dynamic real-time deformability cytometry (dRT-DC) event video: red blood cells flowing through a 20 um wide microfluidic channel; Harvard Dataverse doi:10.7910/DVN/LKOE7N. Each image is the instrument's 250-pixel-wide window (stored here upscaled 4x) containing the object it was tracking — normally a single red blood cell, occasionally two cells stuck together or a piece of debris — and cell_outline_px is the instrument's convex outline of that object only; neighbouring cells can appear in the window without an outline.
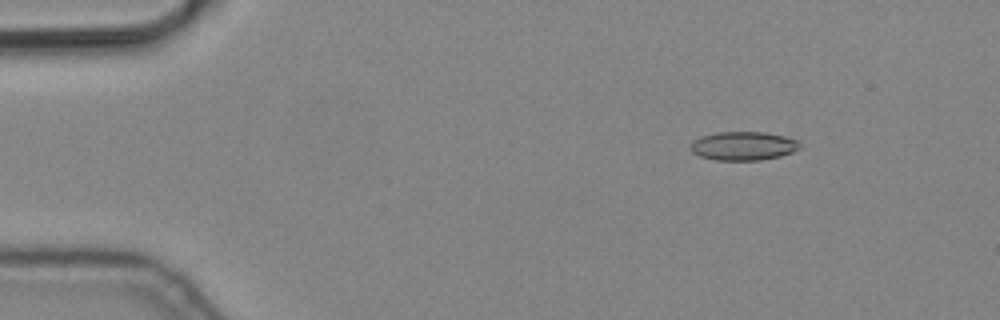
{"species": "common noctule bat (a hibernating species)", "species_latin": "Nyctalus noctula", "temperature_condition": "cold", "stored_images_in_passage": 9, "camera_frame_rate_fps": 3000, "um_per_image_px": 0.085, "animal": {"sex": "male", "body_mass_g": 19.2, "forearm_length_mm": 51.8}, "frame": {"image": 1, "passage_image": 3, "time_ms": 0.667, "image_size_px": [1000, 320], "cell_outline_px": [[800, 148], [792, 152], [780, 156], [760, 160], [716, 160], [700, 156], [692, 152], [688, 148], [692, 140], [700, 136], [716, 132], [764, 132], [784, 136], [796, 140], [800, 144]], "centroid_in_image_um": [63.13, 12.4], "position_along_channel_um": 21.9, "area_um2": 18.38}}
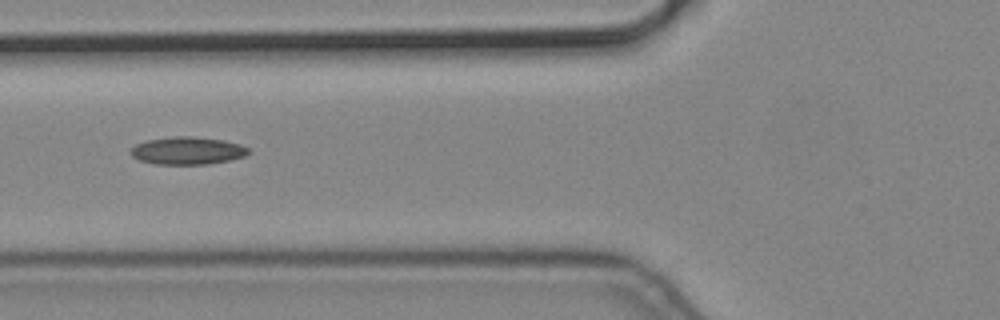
{"frame": {"image": 2, "passage_image": 7, "time_ms": 2.0, "image_size_px": [1000, 320], "cell_outline_px": [[252, 152], [244, 156], [228, 160], [208, 164], [156, 164], [140, 160], [132, 156], [132, 148], [136, 144], [148, 140], [176, 136], [192, 136], [224, 140], [240, 144], [248, 148]], "centroid_in_image_um": [15.97, 12.8], "position_along_channel_um": 109.8, "area_um2": 18.79}}
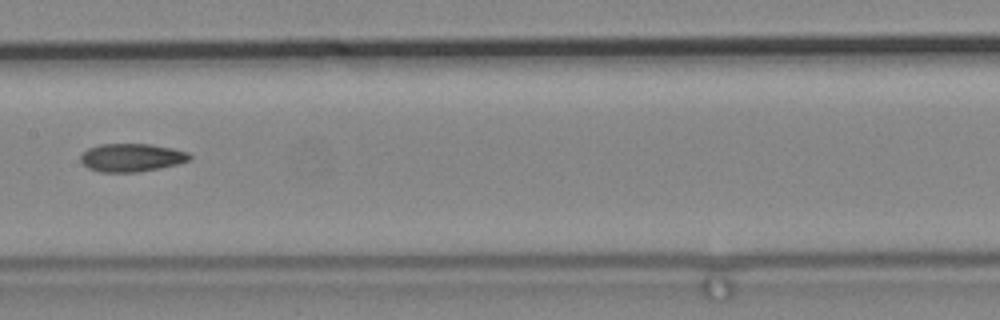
{"frame": {"image": 3, "passage_image": 9, "time_ms": 2.667, "image_size_px": [1000, 320], "cell_outline_px": [[192, 156], [188, 160], [176, 164], [160, 168], [136, 172], [100, 172], [88, 168], [80, 160], [80, 156], [88, 148], [100, 144], [148, 144], [172, 148], [188, 152]], "centroid_in_image_um": [11.16, 13.39], "position_along_channel_um": 196.2, "area_um2": 17.74}}